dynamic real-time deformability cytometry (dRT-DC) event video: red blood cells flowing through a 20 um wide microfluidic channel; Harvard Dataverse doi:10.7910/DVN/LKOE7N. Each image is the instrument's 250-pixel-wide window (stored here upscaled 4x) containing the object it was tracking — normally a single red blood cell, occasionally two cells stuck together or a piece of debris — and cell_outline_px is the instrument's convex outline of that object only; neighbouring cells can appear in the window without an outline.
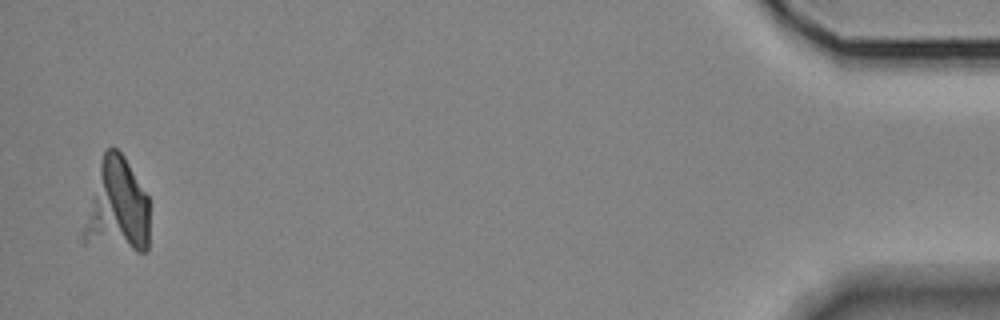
{"species": "Egyptian fruit bat (a non-hibernating species)", "species_latin": "Rousettus aegyptiacus", "temperature_condition": "room temperature", "stored_images_in_passage": 14, "camera_frame_rate_fps": 3000, "um_per_image_px": 0.085, "animal": {"sex": "female"}, "frame": {"image": 1, "passage_image": 14, "time_ms": 17.333, "image_size_px": [1000, 320], "cell_outline_px": [[148, 252], [136, 252], [80, 244], [80, 232], [100, 164], [104, 152], [112, 144], [124, 156], [148, 196]], "centroid_in_image_um": [9.91, 17.65], "position_along_channel_um": 425.3, "area_um2": 36.93}}